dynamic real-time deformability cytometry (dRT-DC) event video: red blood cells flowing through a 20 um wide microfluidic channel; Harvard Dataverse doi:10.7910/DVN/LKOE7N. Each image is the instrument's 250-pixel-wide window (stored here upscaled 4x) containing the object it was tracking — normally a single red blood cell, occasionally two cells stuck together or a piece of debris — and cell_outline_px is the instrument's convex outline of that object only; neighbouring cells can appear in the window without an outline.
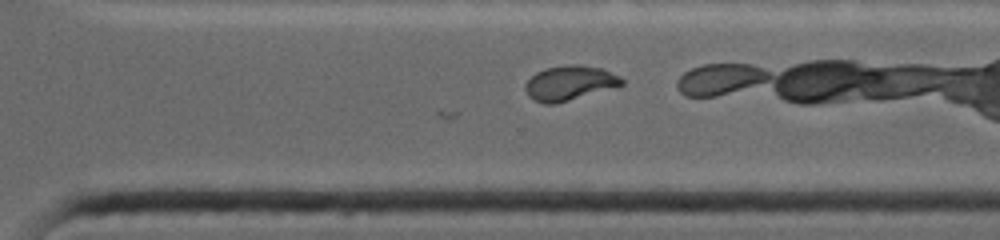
{"species": "common noctule bat (a hibernating species)", "species_latin": "Nyctalus noctula", "temperature_condition": "warm", "stored_images_in_passage": 25, "camera_frame_rate_fps": 4500, "um_per_image_px": 0.085, "animal": {"sex": "female", "body_mass_g": 19.0, "forearm_length_mm": 53.3}, "frame": {"image": 1, "passage_image": 18, "time_ms": 7.333, "image_size_px": [1000, 240], "cell_outline_px": [[624, 84], [556, 104], [544, 104], [528, 96], [524, 88], [528, 80], [536, 72], [548, 68], [568, 64], [576, 64], [600, 68], [620, 76], [624, 80]], "centroid_in_image_um": [48.4, 7.06], "position_along_channel_um": 322.2, "area_um2": 19.19}}